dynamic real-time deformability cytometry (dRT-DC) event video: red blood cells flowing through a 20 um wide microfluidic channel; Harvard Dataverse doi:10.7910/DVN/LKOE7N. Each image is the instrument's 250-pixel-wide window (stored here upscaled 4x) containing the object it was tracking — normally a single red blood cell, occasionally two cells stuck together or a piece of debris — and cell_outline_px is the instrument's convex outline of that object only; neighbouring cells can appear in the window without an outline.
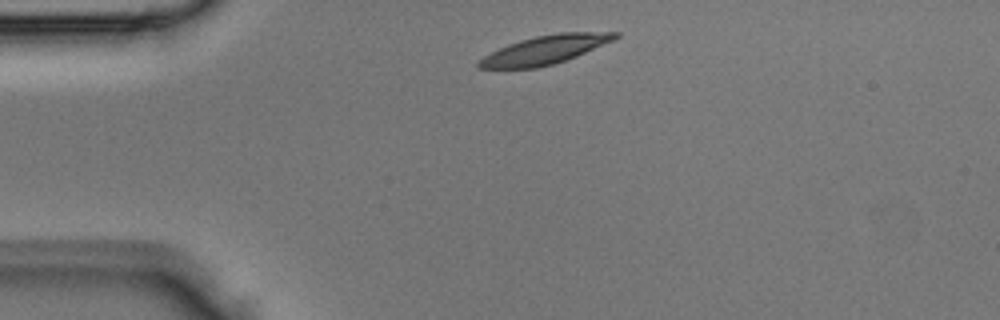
{"species": "Egyptian fruit bat (a non-hibernating species)", "species_latin": "Rousettus aegyptiacus", "temperature_condition": "room temperature", "stored_images_in_passage": 2, "camera_frame_rate_fps": 3000, "um_per_image_px": 0.085, "animal": {"sex": "male"}, "frame": {"image": 1, "passage_image": 1, "time_ms": 0.0, "image_size_px": [1000, 320], "cell_outline_px": [[620, 36], [616, 40], [576, 56], [552, 64], [536, 68], [476, 68], [476, 64], [484, 56], [508, 44], [520, 40], [536, 36], [560, 32], [620, 32]], "centroid_in_image_um": [46.37, 4.22], "position_along_channel_um": 38.6, "area_um2": 22.54}}